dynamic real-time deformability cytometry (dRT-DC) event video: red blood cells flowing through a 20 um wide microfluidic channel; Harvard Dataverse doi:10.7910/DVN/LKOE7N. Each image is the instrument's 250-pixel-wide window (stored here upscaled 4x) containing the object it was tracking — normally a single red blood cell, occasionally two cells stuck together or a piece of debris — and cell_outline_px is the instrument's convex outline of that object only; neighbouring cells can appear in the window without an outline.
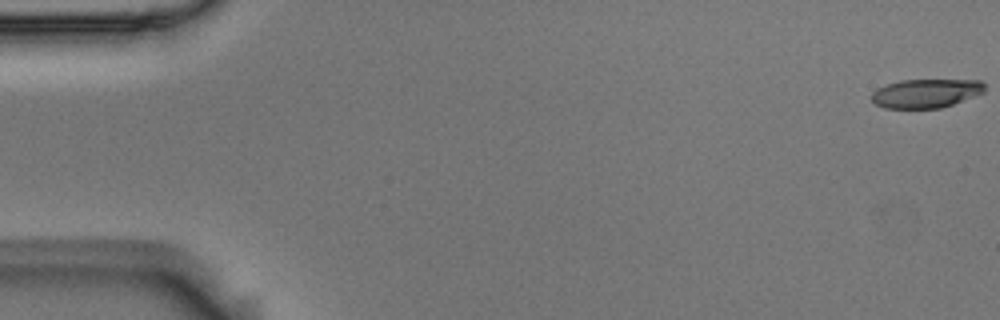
{"species": "Egyptian fruit bat (a non-hibernating species)", "species_latin": "Rousettus aegyptiacus", "temperature_condition": "room temperature", "stored_images_in_passage": 55, "camera_frame_rate_fps": 3000, "um_per_image_px": 0.085, "animal": {"sex": "male"}, "frame": {"image": 1, "passage_image": 1, "time_ms": 0.0, "image_size_px": [1000, 320], "cell_outline_px": [[984, 92], [952, 104], [940, 108], [884, 108], [876, 104], [872, 100], [872, 92], [876, 88], [900, 80], [980, 80], [984, 84]], "centroid_in_image_um": [78.68, 7.93], "position_along_channel_um": 6.3, "area_um2": 18.84}}
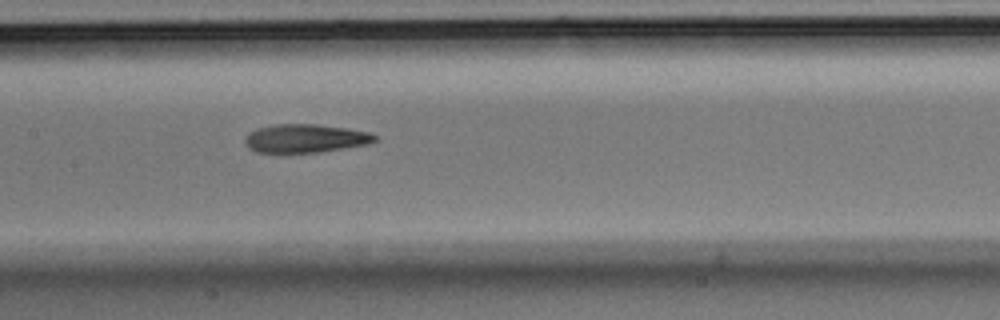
{"frame": {"image": 2, "passage_image": 27, "time_ms": 8.667, "image_size_px": [1000, 320], "cell_outline_px": [[376, 140], [368, 144], [320, 152], [256, 152], [248, 148], [244, 140], [248, 132], [256, 128], [276, 124], [316, 124], [348, 128], [368, 132], [376, 136]], "centroid_in_image_um": [25.93, 11.75], "position_along_channel_um": 181.5, "area_um2": 21.5}}
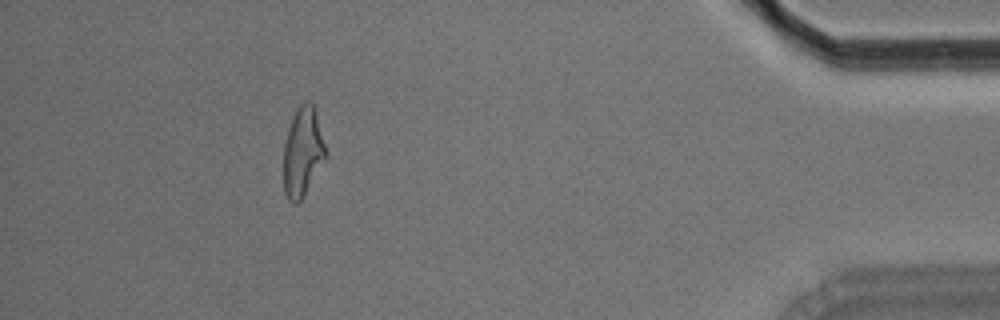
{"frame": {"image": 3, "passage_image": 50, "time_ms": 16.333, "image_size_px": [1000, 320], "cell_outline_px": [[328, 156], [304, 196], [296, 204], [288, 200], [284, 192], [284, 144], [288, 128], [292, 116], [300, 104], [304, 100], [308, 100], [316, 108]], "centroid_in_image_um": [25.75, 12.89], "position_along_channel_um": 409.4, "area_um2": 22.31}, "authors_computed_cell_mechanics": {"area_um2": 21.8484, "velocity_mm_per_s": 3.6995, "shape_relaxation_time_tau1_ms": 6.0265, "shape_relaxation_time_tau2_ms": 3.4459, "deformation_change_tau1": 0.2045, "deformation_change_tau2": 0.1355}}